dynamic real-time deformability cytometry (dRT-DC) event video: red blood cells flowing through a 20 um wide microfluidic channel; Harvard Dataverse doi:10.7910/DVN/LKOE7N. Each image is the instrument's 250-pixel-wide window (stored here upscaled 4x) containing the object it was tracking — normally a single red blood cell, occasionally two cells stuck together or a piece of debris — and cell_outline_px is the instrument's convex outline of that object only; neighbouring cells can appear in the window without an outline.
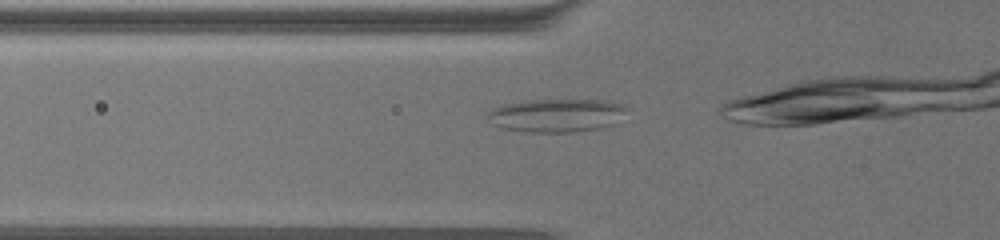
{"species": "common noctule bat (a hibernating species)", "species_latin": "Nyctalus noctula", "temperature_condition": "warm", "stored_images_in_passage": 16, "camera_frame_rate_fps": 3000, "um_per_image_px": 0.085, "animal": {"sex": "female", "body_mass_g": 19.5, "forearm_length_mm": 54.1}, "frame": {"image": 1, "passage_image": 2, "time_ms": 0.333, "image_size_px": [1000, 240], "cell_outline_px": [[628, 108], [612, 124], [596, 128], [572, 132], [528, 132], [500, 128], [488, 116], [488, 112], [492, 108], [504, 104], [524, 100], [608, 100], [620, 104]], "centroid_in_image_um": [47.26, 9.79], "position_along_channel_um": 78.5, "area_um2": 26.59}}
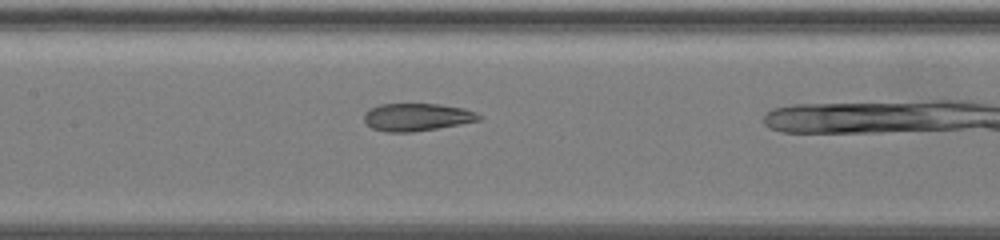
{"frame": {"image": 2, "passage_image": 11, "time_ms": 3.333, "image_size_px": [1000, 240], "cell_outline_px": [[484, 116], [480, 120], [460, 124], [412, 132], [388, 132], [372, 128], [364, 120], [364, 112], [368, 108], [380, 104], [440, 104], [464, 108], [476, 112]], "centroid_in_image_um": [35.44, 9.94], "position_along_channel_um": 172.0, "area_um2": 18.55}}
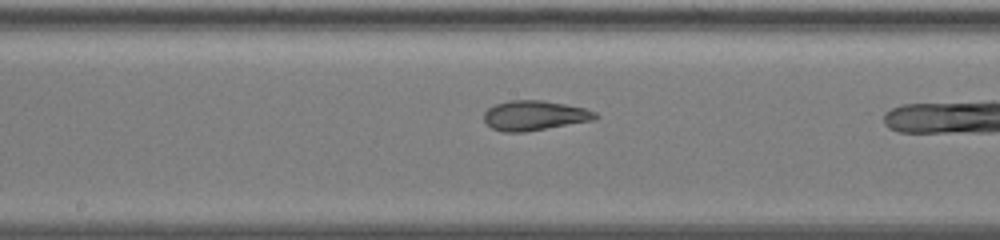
{"frame": {"image": 3, "passage_image": 14, "time_ms": 4.333, "image_size_px": [1000, 240], "cell_outline_px": [[600, 116], [596, 120], [524, 132], [504, 132], [492, 128], [484, 120], [484, 112], [488, 108], [496, 104], [508, 100], [544, 100], [584, 108], [596, 112]], "centroid_in_image_um": [45.46, 9.81], "position_along_channel_um": 202.7, "area_um2": 19.42}}